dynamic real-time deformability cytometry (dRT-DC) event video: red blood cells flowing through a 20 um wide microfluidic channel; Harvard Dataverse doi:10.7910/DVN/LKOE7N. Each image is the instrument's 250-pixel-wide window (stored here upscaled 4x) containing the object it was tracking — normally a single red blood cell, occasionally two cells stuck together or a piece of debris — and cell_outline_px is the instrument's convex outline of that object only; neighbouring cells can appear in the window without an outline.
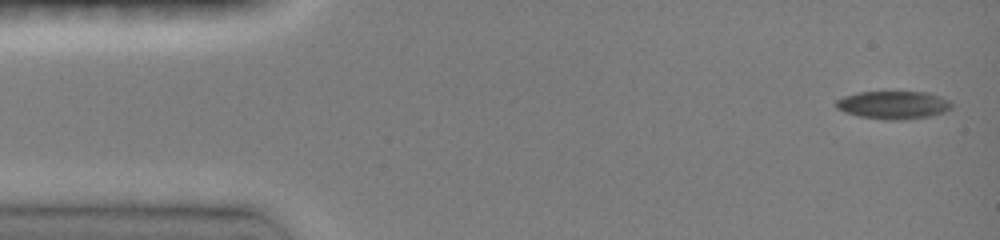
{"species": "common noctule bat (a hibernating species)", "species_latin": "Nyctalus noctula", "temperature_condition": "room temperature", "stored_images_in_passage": 35, "camera_frame_rate_fps": 3000, "um_per_image_px": 0.085, "animal": {"sex": "female", "body_mass_g": 19.0, "forearm_length_mm": 51.5}, "frame": {"image": 1, "passage_image": 1, "time_ms": 0.0, "image_size_px": [1000, 240], "cell_outline_px": [[952, 108], [944, 112], [932, 116], [900, 120], [884, 120], [860, 116], [844, 112], [836, 108], [836, 100], [844, 96], [860, 92], [928, 92], [940, 96], [948, 100], [952, 104]], "centroid_in_image_um": [75.95, 8.93], "position_along_channel_um": 9.1, "area_um2": 18.9}}
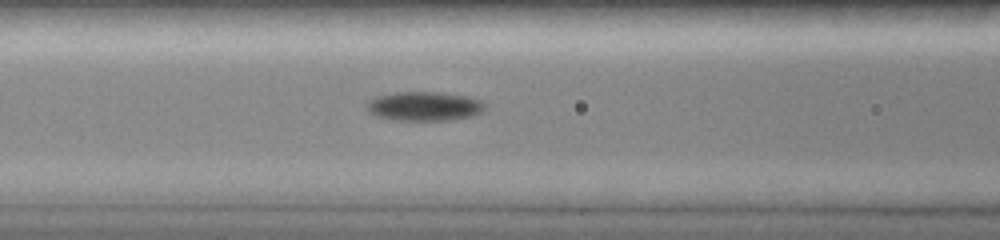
{"frame": {"image": 2, "passage_image": 14, "time_ms": 5.667, "image_size_px": [1000, 240], "cell_outline_px": [[484, 108], [480, 112], [472, 116], [452, 120], [392, 120], [376, 116], [368, 112], [368, 100], [376, 96], [396, 92], [440, 92], [468, 96], [480, 100], [484, 104]], "centroid_in_image_um": [36.04, 9.03], "position_along_channel_um": 130.6, "area_um2": 20.11}}
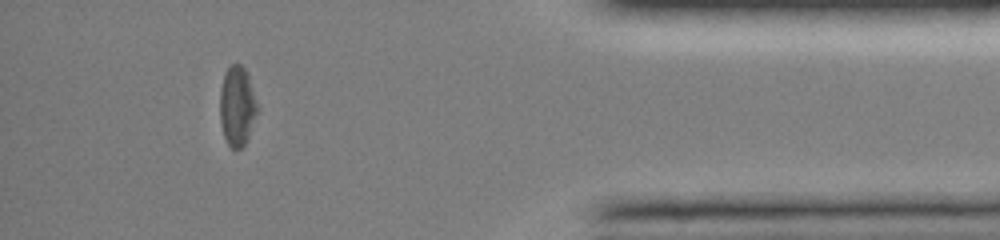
{"frame": {"image": 3, "passage_image": 31, "time_ms": 13.333, "image_size_px": [1000, 240], "cell_outline_px": [[256, 112], [248, 136], [244, 144], [240, 148], [232, 148], [228, 144], [224, 136], [220, 120], [220, 88], [224, 72], [232, 64], [240, 64], [244, 68], [248, 76], [256, 100]], "centroid_in_image_um": [20.12, 8.99], "position_along_channel_um": 415.1, "area_um2": 16.94}}